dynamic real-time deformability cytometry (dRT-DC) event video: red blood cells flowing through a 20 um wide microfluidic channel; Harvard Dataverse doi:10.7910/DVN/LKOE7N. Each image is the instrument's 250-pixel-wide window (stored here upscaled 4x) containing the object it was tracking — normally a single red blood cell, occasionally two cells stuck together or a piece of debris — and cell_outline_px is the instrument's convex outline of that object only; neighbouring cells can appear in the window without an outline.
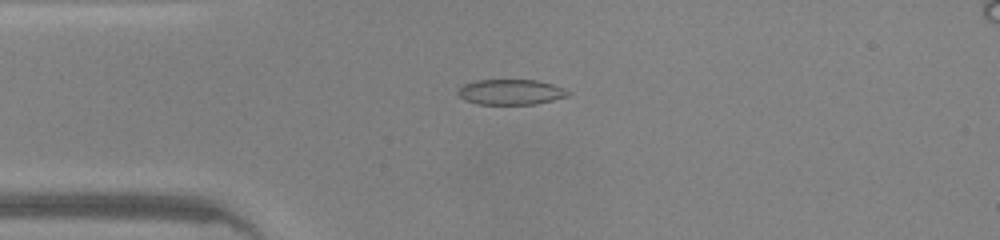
{"species": "common noctule bat (a hibernating species)", "species_latin": "Nyctalus noctula", "temperature_condition": "warm", "stored_images_in_passage": 42, "camera_frame_rate_fps": 3000, "um_per_image_px": 0.085, "animal": {"sex": "male", "body_mass_g": 20.0, "forearm_length_mm": 53.3}, "frame": {"image": 1, "passage_image": 7, "time_ms": 2.0, "image_size_px": [1000, 240], "cell_outline_px": [[572, 92], [568, 96], [536, 104], [476, 104], [464, 100], [456, 92], [464, 84], [476, 80], [536, 80], [552, 84], [564, 88]], "centroid_in_image_um": [43.42, 7.82], "position_along_channel_um": 41.6, "area_um2": 16.3}}
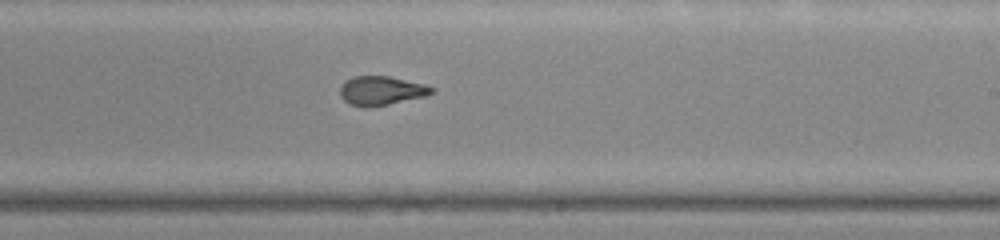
{"frame": {"image": 2, "passage_image": 23, "time_ms": 7.333, "image_size_px": [1000, 240], "cell_outline_px": [[436, 92], [424, 96], [372, 108], [364, 108], [348, 104], [340, 96], [340, 88], [352, 76], [388, 76], [424, 84], [436, 88]], "centroid_in_image_um": [32.42, 7.73], "position_along_channel_um": 256.6, "area_um2": 15.61}}
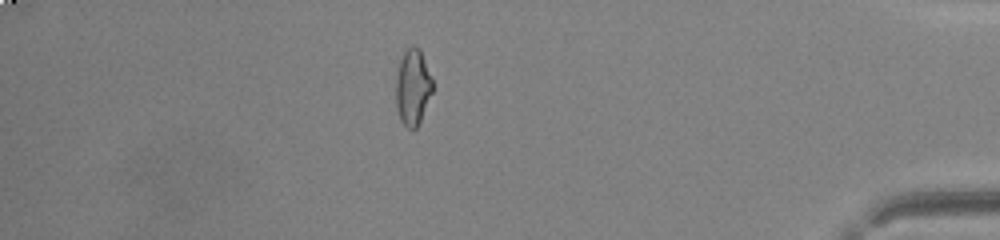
{"frame": {"image": 3, "passage_image": 36, "time_ms": 11.667, "image_size_px": [1000, 240], "cell_outline_px": [[432, 92], [420, 120], [416, 128], [412, 132], [400, 120], [396, 108], [396, 76], [400, 60], [404, 52], [412, 44], [420, 48], [432, 80]], "centroid_in_image_um": [35.07, 7.41], "position_along_channel_um": 400.1, "area_um2": 16.18}, "authors_computed_cell_mechanics": {"area_um2": 16.0395, "velocity_mm_per_s": 4.3729, "shape_relaxation_time_tau1_ms": null, "shape_relaxation_time_tau2_ms": 1.084, "deformation_change_tau1": null, "deformation_change_tau2": 0.0835}}